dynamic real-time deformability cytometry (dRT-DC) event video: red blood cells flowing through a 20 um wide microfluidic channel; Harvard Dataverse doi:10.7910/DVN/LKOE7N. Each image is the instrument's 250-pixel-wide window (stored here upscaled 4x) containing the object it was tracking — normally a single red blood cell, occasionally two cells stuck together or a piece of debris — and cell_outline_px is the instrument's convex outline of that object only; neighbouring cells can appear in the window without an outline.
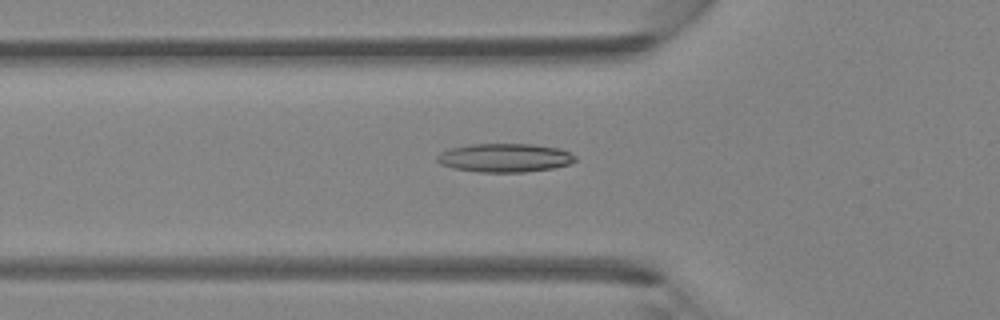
{"species": "Egyptian fruit bat (a non-hibernating species)", "species_latin": "Rousettus aegyptiacus", "temperature_condition": "room temperature", "stored_images_in_passage": 33, "camera_frame_rate_fps": 3000, "um_per_image_px": 0.085, "animal": {"sex": "female"}, "frame": {"image": 1, "passage_image": 3, "time_ms": 0.667, "image_size_px": [1000, 320], "cell_outline_px": [[576, 160], [568, 164], [552, 168], [524, 172], [480, 172], [452, 168], [440, 164], [436, 160], [436, 156], [440, 152], [448, 148], [472, 144], [532, 144], [560, 148], [576, 156]], "centroid_in_image_um": [42.86, 13.41], "position_along_channel_um": 82.9, "area_um2": 23.12}}
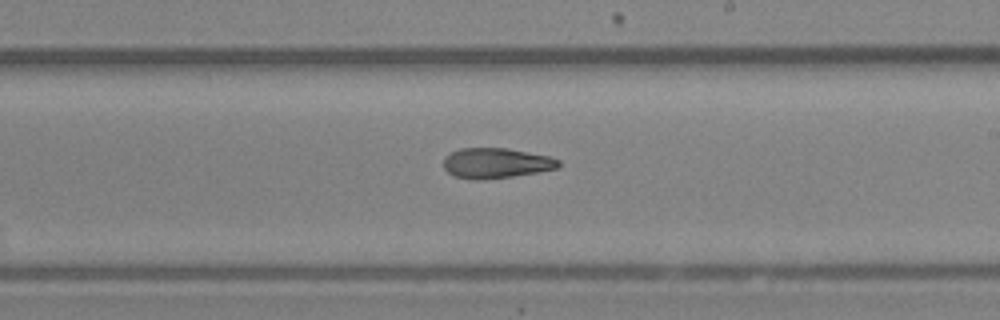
{"frame": {"image": 2, "passage_image": 14, "time_ms": 4.333, "image_size_px": [1000, 320], "cell_outline_px": [[560, 164], [556, 168], [536, 172], [512, 176], [480, 180], [472, 180], [456, 176], [448, 172], [444, 168], [444, 156], [460, 148], [508, 148], [548, 156], [560, 160]], "centroid_in_image_um": [42.13, 13.86], "position_along_channel_um": 246.9, "area_um2": 20.11}}
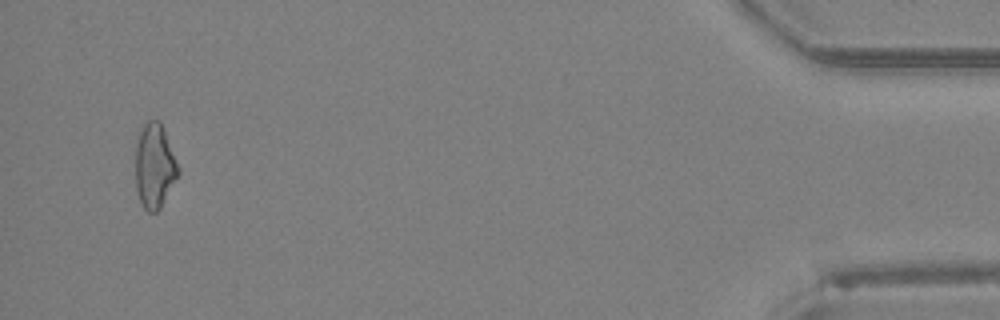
{"frame": {"image": 3, "passage_image": 31, "time_ms": 10.0, "image_size_px": [1000, 320], "cell_outline_px": [[180, 172], [160, 208], [156, 212], [148, 212], [144, 208], [140, 200], [136, 188], [136, 136], [144, 124], [148, 120], [160, 120], [164, 128], [180, 168]], "centroid_in_image_um": [13.14, 14.07], "position_along_channel_um": 422.1, "area_um2": 21.21}}